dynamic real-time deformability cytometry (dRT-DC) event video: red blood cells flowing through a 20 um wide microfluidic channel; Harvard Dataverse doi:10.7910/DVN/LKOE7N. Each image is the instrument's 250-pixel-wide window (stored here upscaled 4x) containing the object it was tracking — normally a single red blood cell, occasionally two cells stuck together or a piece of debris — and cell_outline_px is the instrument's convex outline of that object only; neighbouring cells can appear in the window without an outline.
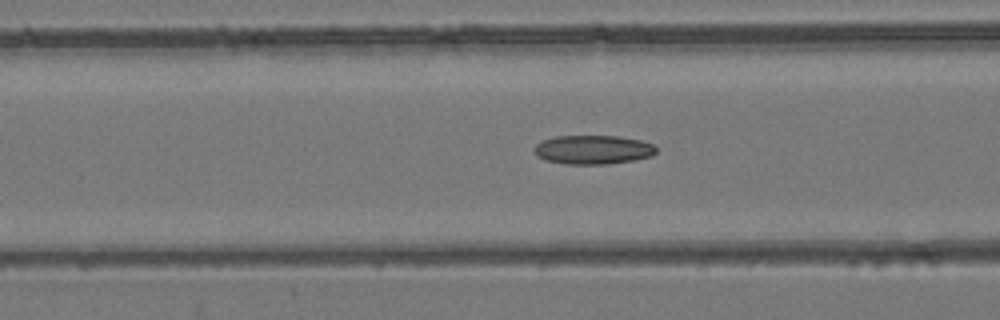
{"species": "common noctule bat (a hibernating species)", "species_latin": "Nyctalus noctula", "temperature_condition": "room temperature", "stored_images_in_passage": 49, "camera_frame_rate_fps": 3000, "um_per_image_px": 0.085, "animal": {"sex": "female", "body_mass_g": 24.6, "forearm_length_mm": 56.2}, "frame": {"image": 1, "passage_image": 16, "time_ms": 5.0, "image_size_px": [1000, 320], "cell_outline_px": [[656, 152], [652, 156], [636, 160], [608, 164], [568, 164], [544, 160], [536, 156], [532, 148], [536, 144], [544, 140], [556, 136], [620, 136], [640, 140], [652, 144], [656, 148]], "centroid_in_image_um": [50.39, 12.73], "position_along_channel_um": 116.2, "area_um2": 20.75}}
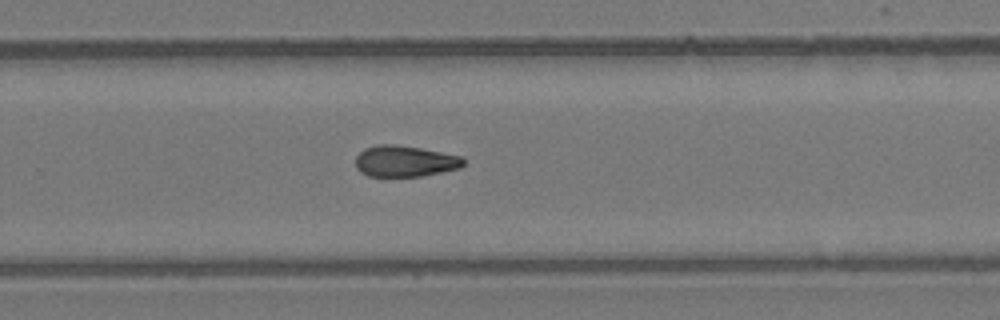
{"frame": {"image": 2, "passage_image": 30, "time_ms": 9.667, "image_size_px": [1000, 320], "cell_outline_px": [[464, 164], [460, 168], [420, 176], [368, 176], [360, 172], [356, 168], [356, 156], [364, 148], [380, 144], [396, 144], [420, 148], [460, 156], [464, 160]], "centroid_in_image_um": [34.37, 13.7], "position_along_channel_um": 295.4, "area_um2": 19.48}}
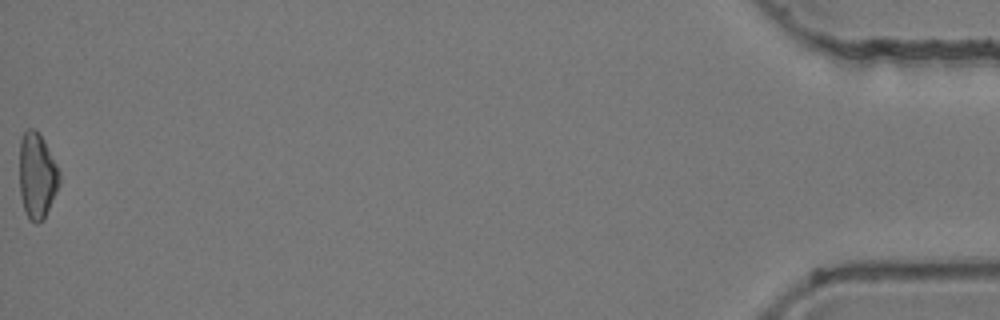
{"frame": {"image": 3, "passage_image": 49, "time_ms": 16.0, "image_size_px": [1000, 320], "cell_outline_px": [[60, 184], [44, 220], [36, 224], [28, 220], [20, 196], [20, 140], [24, 132], [28, 128], [36, 128], [44, 140], [60, 172]], "centroid_in_image_um": [3.15, 14.96], "position_along_channel_um": 432.0, "area_um2": 20.17}, "authors_computed_cell_mechanics": {"area_um2": 20.1144, "velocity_mm_per_s": 3.8368, "shape_relaxation_time_tau1_ms": null, "shape_relaxation_time_tau2_ms": 7.7137, "deformation_change_tau1": null, "deformation_change_tau2": 0.1634}}